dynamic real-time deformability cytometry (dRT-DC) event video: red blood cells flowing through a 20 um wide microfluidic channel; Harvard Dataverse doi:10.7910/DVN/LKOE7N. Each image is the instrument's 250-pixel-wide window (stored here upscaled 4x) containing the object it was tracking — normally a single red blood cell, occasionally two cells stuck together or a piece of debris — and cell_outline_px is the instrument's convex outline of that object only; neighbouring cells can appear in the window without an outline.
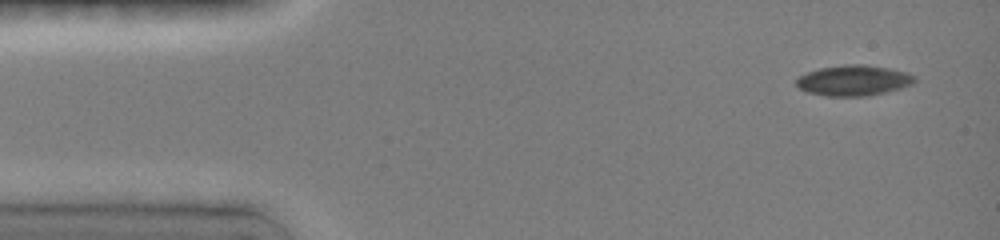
{"species": "common noctule bat (a hibernating species)", "species_latin": "Nyctalus noctula", "temperature_condition": "room temperature", "stored_images_in_passage": 6, "camera_frame_rate_fps": 3000, "um_per_image_px": 0.085, "animal": {"sex": "female", "body_mass_g": 19.0, "forearm_length_mm": 51.5}, "frame": {"image": 1, "passage_image": 1, "time_ms": 0.0, "image_size_px": [1000, 240], "cell_outline_px": [[916, 80], [912, 84], [900, 88], [868, 96], [828, 96], [808, 92], [800, 88], [796, 84], [796, 80], [800, 76], [808, 72], [820, 68], [844, 64], [864, 64], [888, 68], [908, 72], [916, 76]], "centroid_in_image_um": [72.58, 6.83], "position_along_channel_um": 12.4, "area_um2": 20.98}}
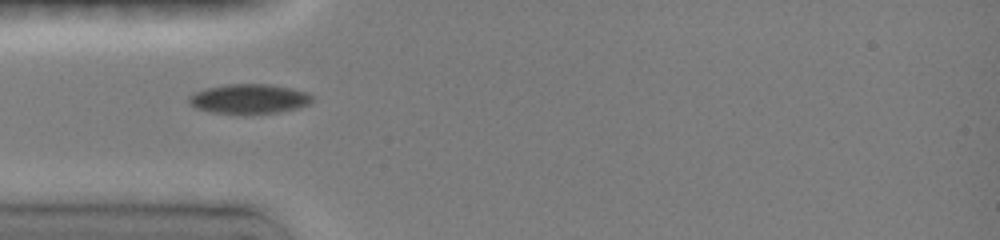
{"frame": {"image": 2, "passage_image": 5, "time_ms": 3.667, "image_size_px": [1000, 240], "cell_outline_px": [[312, 100], [308, 104], [296, 108], [280, 112], [248, 116], [244, 116], [208, 112], [196, 108], [188, 100], [188, 96], [196, 92], [208, 88], [228, 84], [268, 84], [288, 88], [304, 92], [312, 96]], "centroid_in_image_um": [21.13, 8.45], "position_along_channel_um": 63.9, "area_um2": 21.56}}